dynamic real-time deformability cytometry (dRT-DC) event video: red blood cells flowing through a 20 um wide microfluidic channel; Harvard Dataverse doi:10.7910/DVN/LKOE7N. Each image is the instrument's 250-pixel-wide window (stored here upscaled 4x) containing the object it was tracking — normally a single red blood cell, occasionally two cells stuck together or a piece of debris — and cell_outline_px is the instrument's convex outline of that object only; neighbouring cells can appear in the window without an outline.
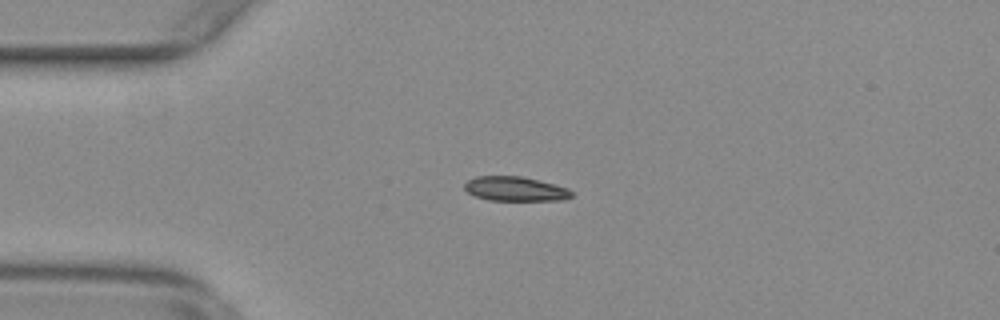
{"species": "common noctule bat (a hibernating species)", "species_latin": "Nyctalus noctula", "temperature_condition": "warm", "stored_images_in_passage": 52, "camera_frame_rate_fps": 3000, "um_per_image_px": 0.085, "animal": {"sex": "female", "body_mass_g": 29.2, "forearm_length_mm": 56.3}, "frame": {"image": 1, "passage_image": 14, "time_ms": 4.333, "image_size_px": [1000, 320], "cell_outline_px": [[572, 196], [560, 200], [488, 200], [476, 196], [468, 192], [464, 188], [464, 184], [468, 180], [476, 176], [524, 176], [556, 184], [568, 188], [572, 192]], "centroid_in_image_um": [43.8, 16.04], "position_along_channel_um": 41.2, "area_um2": 15.26}}
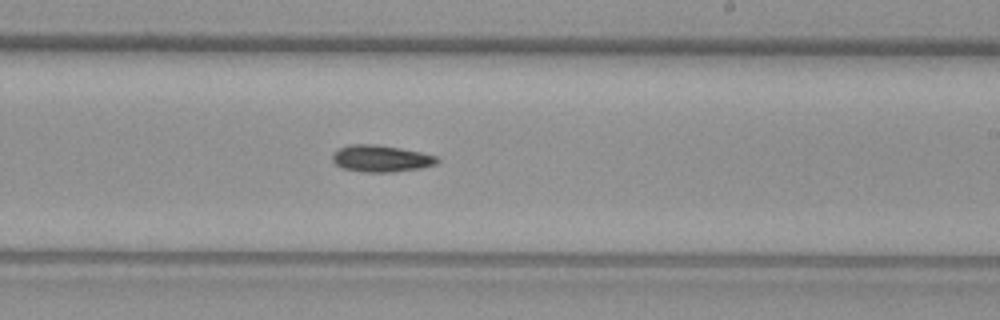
{"frame": {"image": 2, "passage_image": 33, "time_ms": 10.667, "image_size_px": [1000, 320], "cell_outline_px": [[440, 160], [436, 164], [420, 168], [392, 172], [364, 172], [344, 168], [336, 164], [332, 160], [332, 156], [340, 148], [348, 144], [372, 144], [400, 148], [420, 152], [436, 156]], "centroid_in_image_um": [32.39, 13.47], "position_along_channel_um": 256.6, "area_um2": 16.13}}
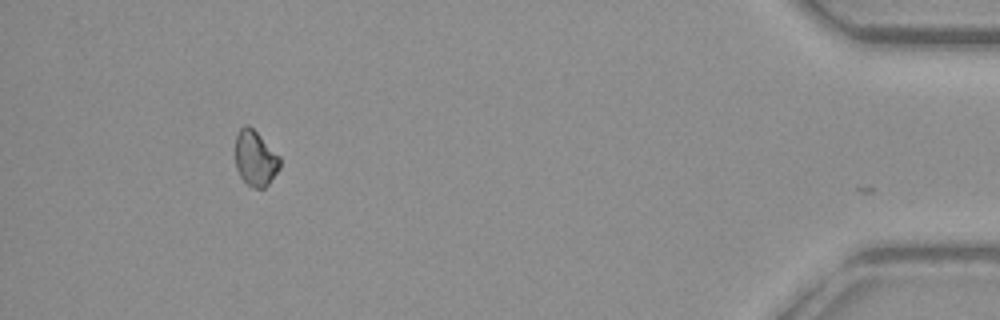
{"frame": {"image": 3, "passage_image": 51, "time_ms": 16.667, "image_size_px": [1000, 320], "cell_outline_px": [[280, 168], [268, 184], [264, 188], [252, 188], [240, 176], [236, 168], [236, 136], [240, 128], [244, 124], [248, 124], [280, 156]], "centroid_in_image_um": [21.7, 13.46], "position_along_channel_um": 413.5, "area_um2": 14.28}}